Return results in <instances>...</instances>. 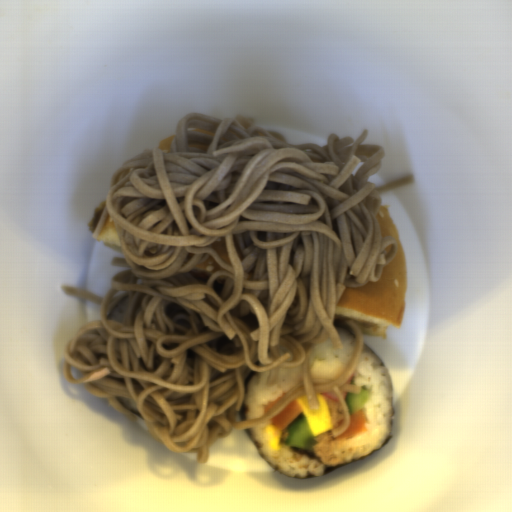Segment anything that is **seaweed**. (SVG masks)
<instances>
[{"label": "seaweed", "instance_id": "1faa68ee", "mask_svg": "<svg viewBox=\"0 0 512 512\" xmlns=\"http://www.w3.org/2000/svg\"><path fill=\"white\" fill-rule=\"evenodd\" d=\"M363 346H364V347H366V348H367L371 353H373V354H374V355L379 359V361H380V362H381V364L384 366V368L386 369V367H385V365H384L383 361H382V360H381V359H380V358L375 354V352H374V351H373V350H372V349H371V348H370V347H369L365 342H364ZM386 371H387V373H388V375H389V378H390V386H391L392 416H391L390 429H389V431H388V434H387V436H386L385 440L382 442V444H381L379 447H377L376 449H374L373 451H371L370 453H368L367 455H365V456H363V457H361V458H359V459H356V460H354V461H352V462H348V463H343V464H339V465H335V466L327 467L321 475H318V476H315V477H309V478H297V477H290V476H288V475H286V474L282 473L281 471H279V470L275 469V468H274V467H273V466H272V465H271V464H270V463H269V462L264 458V456L262 455V453L259 451V449H258V448H257V446L255 445V443H254L253 439L251 438V436H250V434H249V432H248L247 428H244L245 433H246L247 437L249 438V440L251 441L252 445L255 447V449L258 451V453L261 455V457H262V458H263V459L268 463V465H269L273 470H275V471H277V472L281 473L282 475H284V476H286V477H288V478H296V479H303V480H304V479H310V478H317V477H320V476H324V475H326V474H328V473H330V472H332V471H334V470H336V469H338V468H341V467H343V466H346V465H348V464H351V463H353V462H356V461H358V460H361V459H363V458H365V457H367V456H369V455H371V454H373V453L377 452L378 450H380V449H381L383 446H385V445L388 443V441L391 439V435H392V427H393V419H394V411H395V404H394V396H393V388H392V380H391V376H390V374H389V372H388V370H387V369H386Z\"/></svg>", "mask_w": 512, "mask_h": 512}, {"label": "seaweed", "instance_id": "45ffbabd", "mask_svg": "<svg viewBox=\"0 0 512 512\" xmlns=\"http://www.w3.org/2000/svg\"><path fill=\"white\" fill-rule=\"evenodd\" d=\"M115 397H116L117 401H118V402H119L123 407H125V408L130 412V413H132V414H134V415H136V416H138V417H140V418L144 419V417H143V415H142V413H141V412H138V411H136V410H133V409H131V408H128V407L126 406V404L121 400V398H120L119 396H115ZM144 420H145V419H144Z\"/></svg>", "mask_w": 512, "mask_h": 512}, {"label": "seaweed", "instance_id": "7513b1e5", "mask_svg": "<svg viewBox=\"0 0 512 512\" xmlns=\"http://www.w3.org/2000/svg\"><path fill=\"white\" fill-rule=\"evenodd\" d=\"M256 373L258 372H249L248 376L246 377L245 381H244V395L246 396V393H247V388H248V385L249 383L251 382V380L254 378V376L256 375Z\"/></svg>", "mask_w": 512, "mask_h": 512}, {"label": "seaweed", "instance_id": "ac131d1f", "mask_svg": "<svg viewBox=\"0 0 512 512\" xmlns=\"http://www.w3.org/2000/svg\"><path fill=\"white\" fill-rule=\"evenodd\" d=\"M246 412H247V404L243 401L241 408L239 410L241 422L246 421Z\"/></svg>", "mask_w": 512, "mask_h": 512}, {"label": "seaweed", "instance_id": "6c50854a", "mask_svg": "<svg viewBox=\"0 0 512 512\" xmlns=\"http://www.w3.org/2000/svg\"><path fill=\"white\" fill-rule=\"evenodd\" d=\"M128 300V296L125 297L124 299H122L121 301H119L109 312L108 314L106 315V319H108L110 317V315L124 302Z\"/></svg>", "mask_w": 512, "mask_h": 512}, {"label": "seaweed", "instance_id": "349a3768", "mask_svg": "<svg viewBox=\"0 0 512 512\" xmlns=\"http://www.w3.org/2000/svg\"><path fill=\"white\" fill-rule=\"evenodd\" d=\"M334 327H335V329H340V330L346 332L348 335H350L355 340V337L352 335V333L348 329L342 328L340 326H335V325H334Z\"/></svg>", "mask_w": 512, "mask_h": 512}]
</instances>
